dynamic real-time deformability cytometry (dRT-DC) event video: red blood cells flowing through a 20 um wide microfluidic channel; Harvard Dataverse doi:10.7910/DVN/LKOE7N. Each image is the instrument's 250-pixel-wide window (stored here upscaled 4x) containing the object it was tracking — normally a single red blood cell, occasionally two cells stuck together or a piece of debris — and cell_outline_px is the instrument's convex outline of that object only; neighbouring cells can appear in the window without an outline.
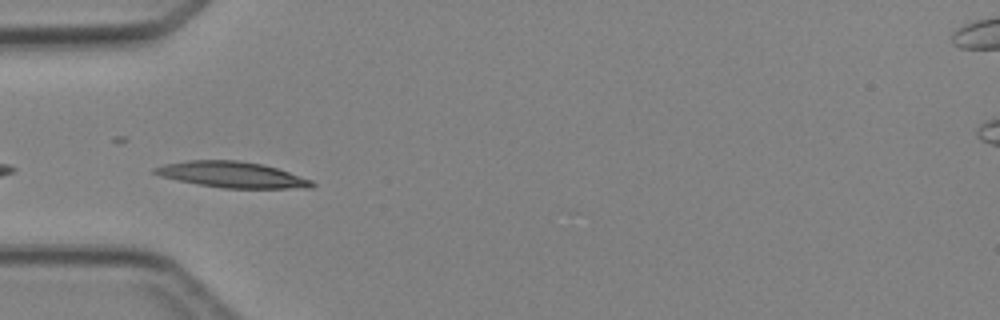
{"species": "Egyptian fruit bat (a non-hibernating species)", "species_latin": "Rousettus aegyptiacus", "temperature_condition": "cold", "stored_images_in_passage": 6, "camera_frame_rate_fps": 3000, "um_per_image_px": 0.085, "animal": {"sex": "female"}, "frame": {"image": 1, "passage_image": 5, "time_ms": 4.667, "image_size_px": [1000, 320], "cell_outline_px": [[316, 184], [312, 188], [224, 188], [200, 184], [160, 176], [152, 172], [152, 168], [164, 164], [188, 160], [236, 160], [260, 164], [276, 168], [312, 180]], "centroid_in_image_um": [19.72, 14.84], "position_along_channel_um": 65.3, "area_um2": 23.47}}
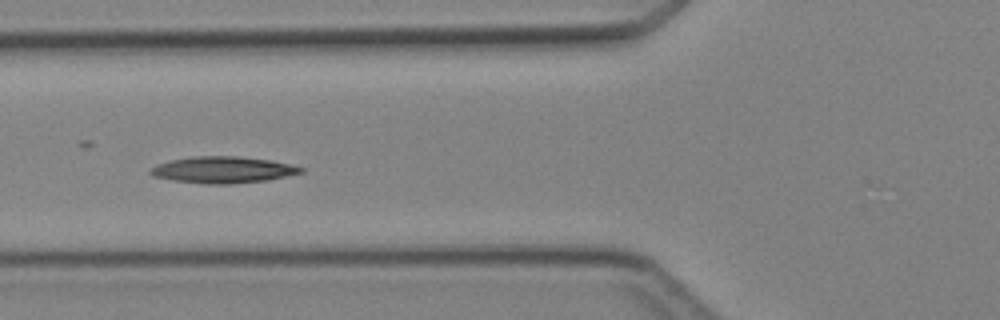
{"frame": {"image": 2, "passage_image": 6, "time_ms": 5.667, "image_size_px": [1000, 320], "cell_outline_px": [[304, 172], [268, 180], [232, 184], [204, 184], [172, 180], [152, 176], [148, 172], [156, 164], [172, 160], [192, 156], [236, 156], [268, 160], [292, 164], [304, 168]], "centroid_in_image_um": [18.94, 14.44], "position_along_channel_um": 106.9, "area_um2": 23.29}}